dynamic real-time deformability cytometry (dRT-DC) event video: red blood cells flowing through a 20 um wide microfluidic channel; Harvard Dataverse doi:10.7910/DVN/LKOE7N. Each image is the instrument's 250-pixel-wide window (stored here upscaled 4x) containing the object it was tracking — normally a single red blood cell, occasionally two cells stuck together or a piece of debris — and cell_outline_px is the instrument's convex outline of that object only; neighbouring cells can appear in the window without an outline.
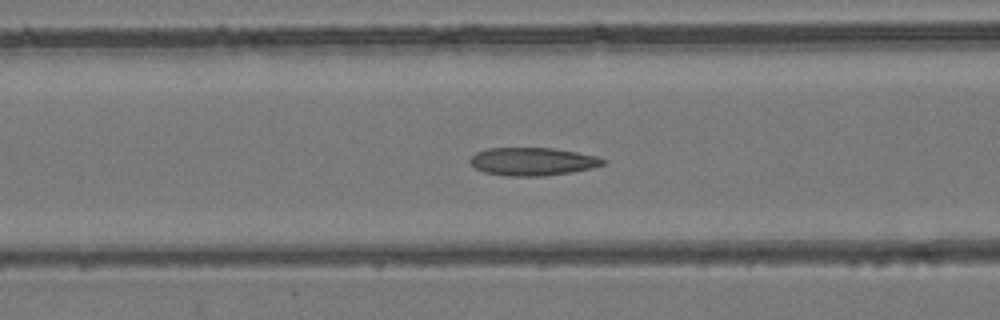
{"species": "common noctule bat (a hibernating species)", "species_latin": "Nyctalus noctula", "temperature_condition": "room temperature", "stored_images_in_passage": 47, "camera_frame_rate_fps": 3000, "um_per_image_px": 0.085, "animal": {"sex": "female", "body_mass_g": 24.6, "forearm_length_mm": 56.2}, "frame": {"image": 1, "passage_image": 19, "time_ms": 6.0, "image_size_px": [1000, 320], "cell_outline_px": [[608, 160], [604, 164], [592, 168], [572, 172], [544, 176], [508, 176], [484, 172], [476, 168], [468, 160], [476, 152], [488, 148], [552, 148], [576, 152], [596, 156]], "centroid_in_image_um": [45.28, 13.73], "position_along_channel_um": 121.3, "area_um2": 21.68}}
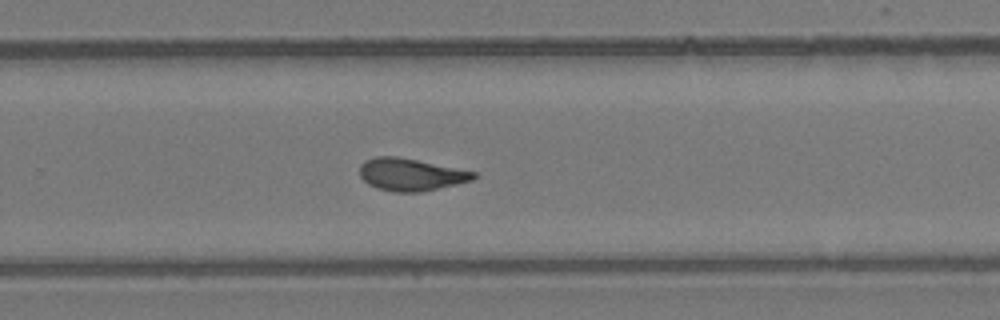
{"frame": {"image": 2, "passage_image": 31, "time_ms": 10.0, "image_size_px": [1000, 320], "cell_outline_px": [[476, 176], [472, 180], [456, 184], [420, 192], [392, 192], [376, 188], [368, 184], [360, 176], [360, 164], [364, 160], [376, 156], [396, 156], [476, 172]], "centroid_in_image_um": [34.86, 14.84], "position_along_channel_um": 294.9, "area_um2": 21.33}}
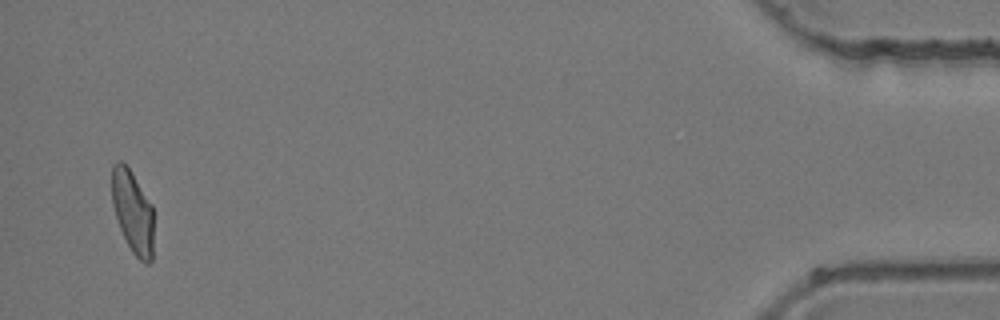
{"frame": {"image": 3, "passage_image": 46, "time_ms": 15.0, "image_size_px": [1000, 320], "cell_outline_px": [[152, 260], [148, 264], [144, 264], [132, 252], [120, 228], [112, 204], [112, 164], [116, 160], [120, 160], [132, 172], [152, 204]], "centroid_in_image_um": [11.27, 17.98], "position_along_channel_um": 423.9, "area_um2": 20.0}}